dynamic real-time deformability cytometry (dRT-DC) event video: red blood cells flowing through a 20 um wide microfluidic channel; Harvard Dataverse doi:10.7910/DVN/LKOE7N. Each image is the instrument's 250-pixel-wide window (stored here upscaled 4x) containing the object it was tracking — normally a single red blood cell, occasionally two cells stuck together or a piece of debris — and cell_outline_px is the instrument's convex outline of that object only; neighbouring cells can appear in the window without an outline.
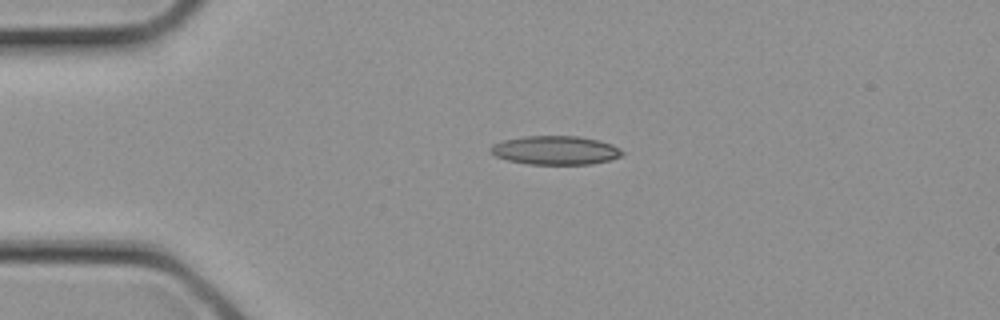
{"species": "common noctule bat (a hibernating species)", "species_latin": "Nyctalus noctula", "temperature_condition": "cold", "stored_images_in_passage": 15, "camera_frame_rate_fps": 3000, "um_per_image_px": 0.085, "animal": {"sex": "female", "body_mass_g": 21.9}, "frame": {"image": 1, "passage_image": 1, "time_ms": 0.0, "image_size_px": [1000, 320], "cell_outline_px": [[624, 156], [592, 164], [528, 164], [508, 160], [496, 156], [488, 152], [488, 148], [492, 144], [504, 140], [524, 136], [580, 136], [612, 144], [620, 148], [624, 152]], "centroid_in_image_um": [47.2, 12.77], "position_along_channel_um": 37.8, "area_um2": 22.2}}
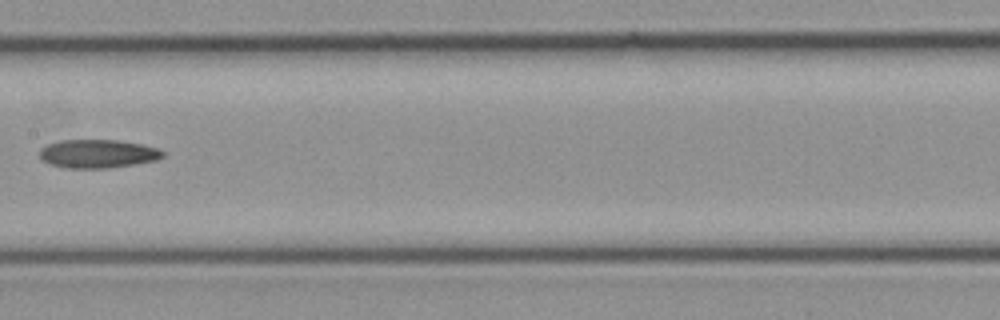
{"frame": {"image": 2, "passage_image": 9, "time_ms": 2.667, "image_size_px": [1000, 320], "cell_outline_px": [[164, 156], [156, 160], [108, 168], [64, 168], [40, 160], [40, 148], [48, 144], [60, 140], [120, 140], [140, 144], [156, 148], [164, 152]], "centroid_in_image_um": [8.27, 13.06], "position_along_channel_um": 199.1, "area_um2": 20.35}}
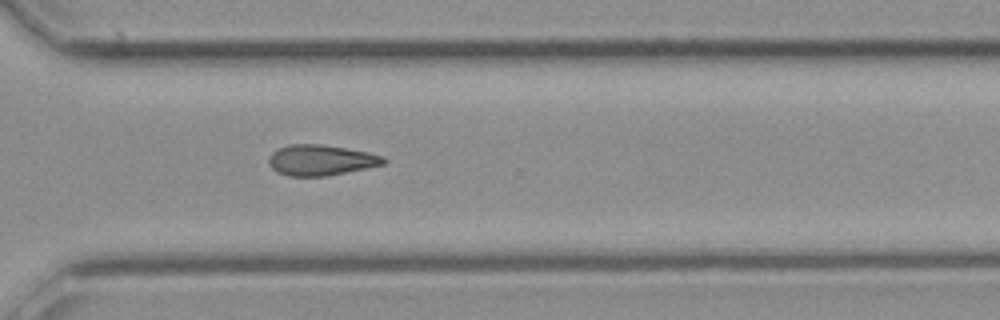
{"frame": {"image": 3, "passage_image": 15, "time_ms": 4.667, "image_size_px": [1000, 320], "cell_outline_px": [[388, 160], [384, 164], [328, 176], [288, 176], [276, 172], [268, 164], [268, 156], [276, 148], [288, 144], [320, 144], [368, 152], [384, 156]], "centroid_in_image_um": [27.23, 13.61], "position_along_channel_um": 343.4, "area_um2": 20.69}}